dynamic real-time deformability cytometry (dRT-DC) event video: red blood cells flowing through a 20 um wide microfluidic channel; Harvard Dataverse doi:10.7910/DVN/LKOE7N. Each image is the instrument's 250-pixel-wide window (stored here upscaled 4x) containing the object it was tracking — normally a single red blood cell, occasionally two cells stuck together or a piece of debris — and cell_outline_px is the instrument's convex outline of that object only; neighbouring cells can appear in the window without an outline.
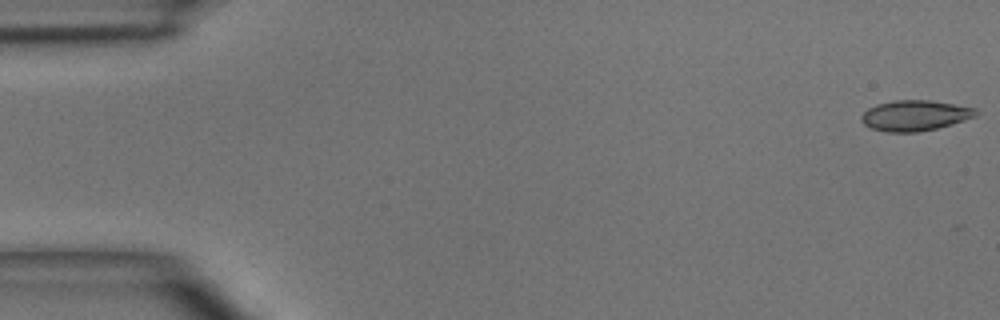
{"species": "common noctule bat (a hibernating species)", "species_latin": "Nyctalus noctula", "temperature_condition": "room temperature", "stored_images_in_passage": 6, "camera_frame_rate_fps": 3000, "um_per_image_px": 0.085, "animal": {"sex": "male", "body_mass_g": 15.6}, "frame": {"image": 1, "passage_image": 1, "time_ms": 0.0, "image_size_px": [1000, 320], "cell_outline_px": [[980, 112], [976, 116], [952, 124], [936, 128], [916, 132], [888, 132], [872, 128], [864, 124], [860, 120], [860, 116], [868, 108], [876, 104], [896, 100], [928, 100], [976, 108]], "centroid_in_image_um": [77.76, 9.81], "position_along_channel_um": 7.2, "area_um2": 20.29}}
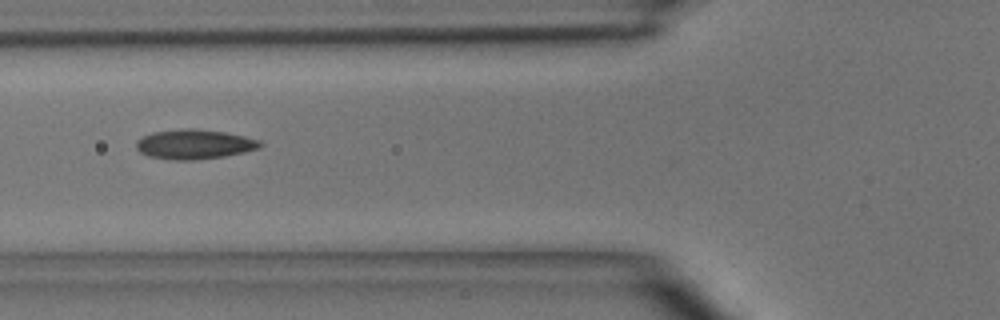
{"frame": {"image": 2, "passage_image": 6, "time_ms": 5.667, "image_size_px": [1000, 320], "cell_outline_px": [[264, 144], [260, 148], [244, 152], [224, 156], [196, 160], [172, 160], [148, 156], [140, 152], [136, 148], [136, 140], [152, 132], [180, 128], [196, 128], [224, 132], [244, 136], [260, 140]], "centroid_in_image_um": [16.52, 12.26], "position_along_channel_um": 109.3, "area_um2": 21.62}}